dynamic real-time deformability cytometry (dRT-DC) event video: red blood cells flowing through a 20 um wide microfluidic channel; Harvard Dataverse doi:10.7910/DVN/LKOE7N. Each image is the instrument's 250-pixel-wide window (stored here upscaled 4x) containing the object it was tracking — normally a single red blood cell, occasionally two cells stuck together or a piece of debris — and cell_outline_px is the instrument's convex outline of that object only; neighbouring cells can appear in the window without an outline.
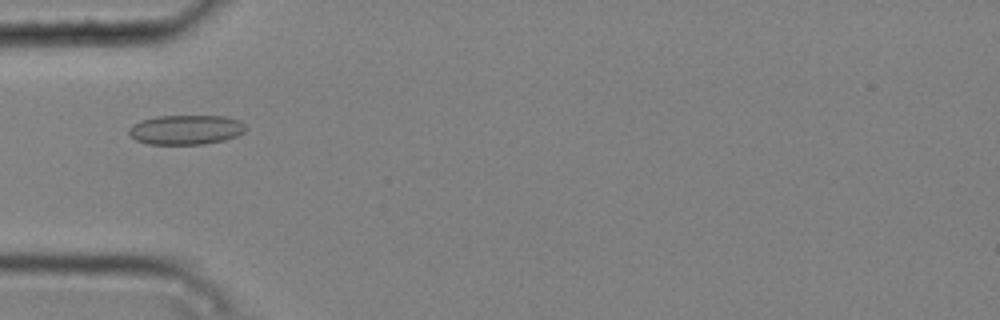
{"species": "common noctule bat (a hibernating species)", "species_latin": "Nyctalus noctula", "temperature_condition": "cold", "stored_images_in_passage": 4, "camera_frame_rate_fps": 3000, "um_per_image_px": 0.085, "animal": {"sex": "male", "body_mass_g": 20.4}, "frame": {"image": 1, "passage_image": 1, "time_ms": 0.0, "image_size_px": [1000, 320], "cell_outline_px": [[248, 128], [244, 132], [236, 136], [224, 140], [204, 144], [148, 144], [136, 140], [128, 132], [128, 128], [132, 124], [156, 116], [224, 116], [240, 120]], "centroid_in_image_um": [15.83, 11.02], "position_along_channel_um": 69.2, "area_um2": 20.17}}
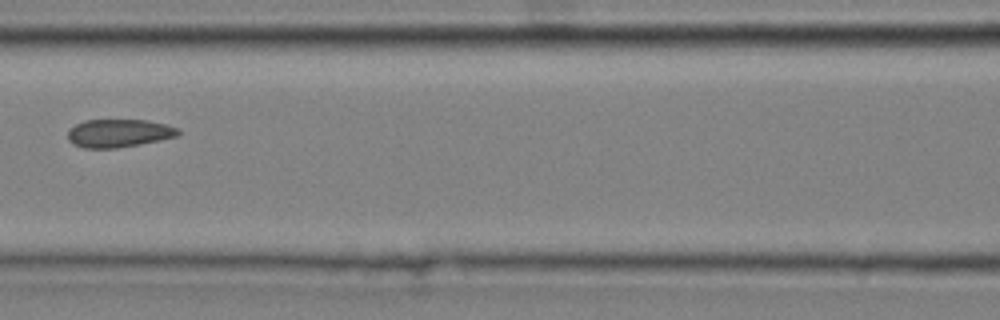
{"frame": {"image": 2, "passage_image": 3, "time_ms": 0.667, "image_size_px": [1000, 320], "cell_outline_px": [[180, 132], [176, 136], [160, 140], [140, 144], [116, 148], [84, 148], [72, 144], [68, 140], [68, 128], [84, 120], [144, 120], [164, 124], [180, 128]], "centroid_in_image_um": [10.06, 11.32], "position_along_channel_um": 156.5, "area_um2": 18.09}}
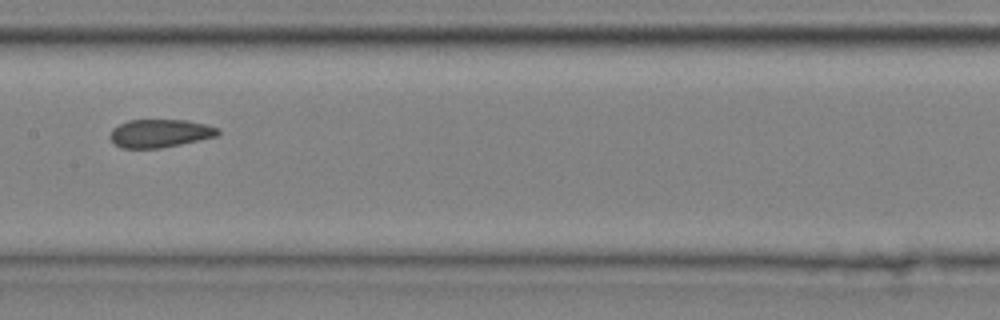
{"frame": {"image": 3, "passage_image": 4, "time_ms": 1.0, "image_size_px": [1000, 320], "cell_outline_px": [[220, 132], [216, 136], [180, 144], [160, 148], [120, 148], [108, 136], [112, 128], [128, 120], [188, 120], [208, 124], [220, 128]], "centroid_in_image_um": [13.6, 11.32], "position_along_channel_um": 193.8, "area_um2": 17.74}}